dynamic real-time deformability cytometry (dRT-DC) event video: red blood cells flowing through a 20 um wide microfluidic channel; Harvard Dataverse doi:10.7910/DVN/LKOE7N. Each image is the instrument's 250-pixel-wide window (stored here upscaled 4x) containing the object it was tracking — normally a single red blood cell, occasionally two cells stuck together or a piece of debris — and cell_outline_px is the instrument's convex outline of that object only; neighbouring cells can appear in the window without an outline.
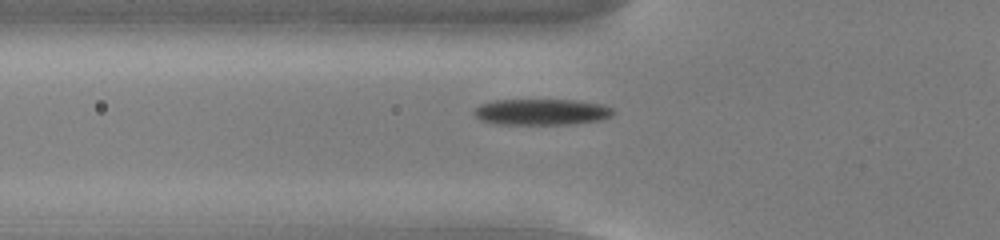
{"species": "common noctule bat (a hibernating species)", "species_latin": "Nyctalus noctula", "temperature_condition": "cold", "stored_images_in_passage": 33, "camera_frame_rate_fps": 3000, "um_per_image_px": 0.085, "animal": {"sex": "male", "body_mass_g": 13.0, "forearm_length_mm": 53.1}, "frame": {"image": 1, "passage_image": 2, "time_ms": 0.333, "image_size_px": [1000, 240], "cell_outline_px": [[616, 112], [612, 116], [600, 120], [572, 124], [496, 124], [480, 120], [472, 112], [480, 104], [496, 100], [572, 100], [600, 104], [612, 108]], "centroid_in_image_um": [46.03, 9.52], "position_along_channel_um": 79.8, "area_um2": 21.15}}
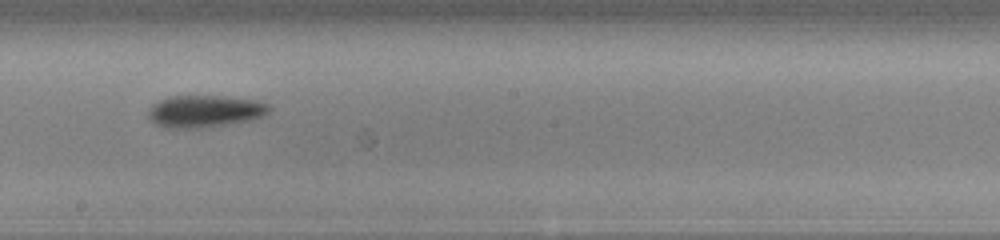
{"frame": {"image": 2, "passage_image": 14, "time_ms": 4.333, "image_size_px": [1000, 240], "cell_outline_px": [[272, 108], [264, 116], [252, 120], [200, 128], [164, 128], [156, 124], [148, 116], [148, 108], [152, 104], [168, 96], [224, 96], [252, 100], [268, 104]], "centroid_in_image_um": [17.38, 9.46], "position_along_channel_um": 230.8, "area_um2": 22.66}}
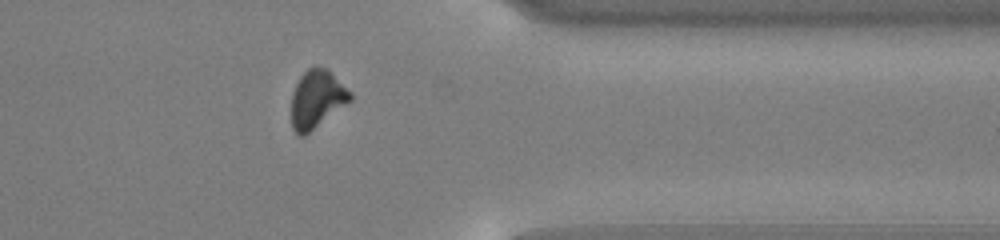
{"frame": {"image": 3, "passage_image": 27, "time_ms": 8.667, "image_size_px": [1000, 240], "cell_outline_px": [[352, 100], [304, 136], [300, 136], [292, 128], [292, 92], [300, 76], [308, 68], [324, 68], [352, 92]], "centroid_in_image_um": [26.92, 8.45], "position_along_channel_um": 384.5, "area_um2": 19.42}, "authors_computed_cell_mechanics": {"area_um2": 21.1548, "velocity_mm_per_s": 3.7709, "shape_relaxation_time_tau1_ms": 2.1691, "shape_relaxation_time_tau2_ms": null, "deformation_change_tau1": 0.1203, "deformation_change_tau2": null}}